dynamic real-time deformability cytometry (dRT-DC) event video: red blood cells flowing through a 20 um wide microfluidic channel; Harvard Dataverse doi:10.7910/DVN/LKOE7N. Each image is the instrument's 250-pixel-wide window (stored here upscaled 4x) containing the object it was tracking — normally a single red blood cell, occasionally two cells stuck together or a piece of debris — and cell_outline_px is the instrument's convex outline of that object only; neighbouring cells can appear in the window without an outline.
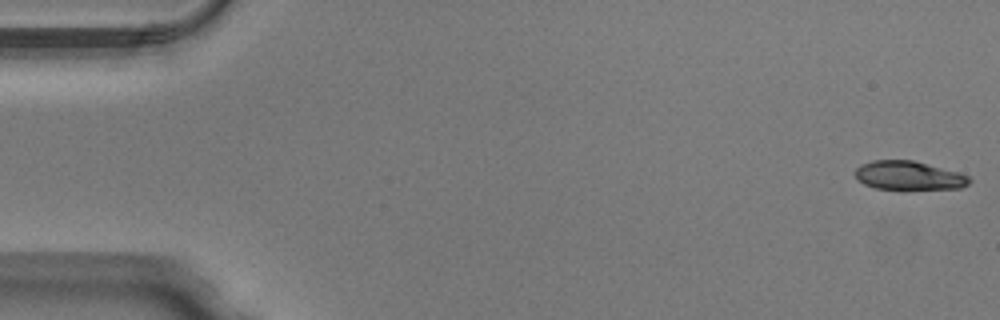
{"species": "Egyptian fruit bat (a non-hibernating species)", "species_latin": "Rousettus aegyptiacus", "temperature_condition": "warm", "stored_images_in_passage": 50, "camera_frame_rate_fps": 3000, "um_per_image_px": 0.085, "animal": {"sex": "male"}, "frame": {"image": 1, "passage_image": 1, "time_ms": 0.0, "image_size_px": [1000, 320], "cell_outline_px": [[972, 180], [968, 184], [960, 188], [876, 188], [864, 184], [856, 180], [856, 168], [860, 164], [872, 160], [912, 160], [956, 172], [968, 176]], "centroid_in_image_um": [77.19, 14.9], "position_along_channel_um": 7.8, "area_um2": 18.67}}
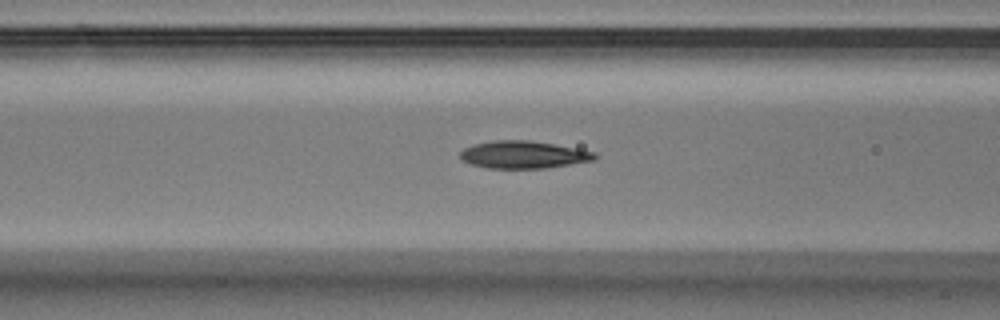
{"frame": {"image": 2, "passage_image": 20, "time_ms": 6.333, "image_size_px": [1000, 320], "cell_outline_px": [[596, 160], [544, 168], [488, 168], [472, 164], [460, 160], [460, 152], [464, 148], [476, 144], [492, 140], [528, 140], [576, 148], [596, 152]], "centroid_in_image_um": [44.48, 13.15], "position_along_channel_um": 122.1, "area_um2": 21.39}}
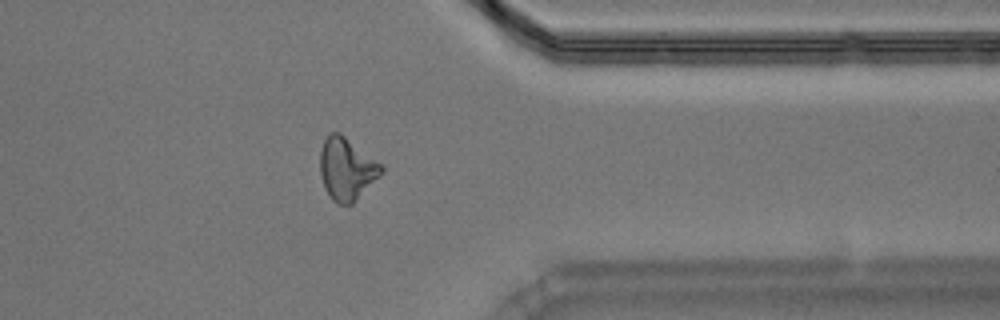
{"frame": {"image": 3, "passage_image": 40, "time_ms": 13.0, "image_size_px": [1000, 320], "cell_outline_px": [[384, 172], [352, 204], [336, 204], [332, 200], [324, 188], [320, 172], [320, 152], [324, 140], [332, 132], [340, 132], [384, 164]], "centroid_in_image_um": [29.5, 14.35], "position_along_channel_um": 381.9, "area_um2": 22.54}, "authors_computed_cell_mechanics": {"area_um2": 20.8658, "velocity_mm_per_s": 4.0366, "shape_relaxation_time_tau1_ms": 5.0547, "shape_relaxation_time_tau2_ms": 2.3601, "deformation_change_tau1": 0.1915, "deformation_change_tau2": 0.113}}